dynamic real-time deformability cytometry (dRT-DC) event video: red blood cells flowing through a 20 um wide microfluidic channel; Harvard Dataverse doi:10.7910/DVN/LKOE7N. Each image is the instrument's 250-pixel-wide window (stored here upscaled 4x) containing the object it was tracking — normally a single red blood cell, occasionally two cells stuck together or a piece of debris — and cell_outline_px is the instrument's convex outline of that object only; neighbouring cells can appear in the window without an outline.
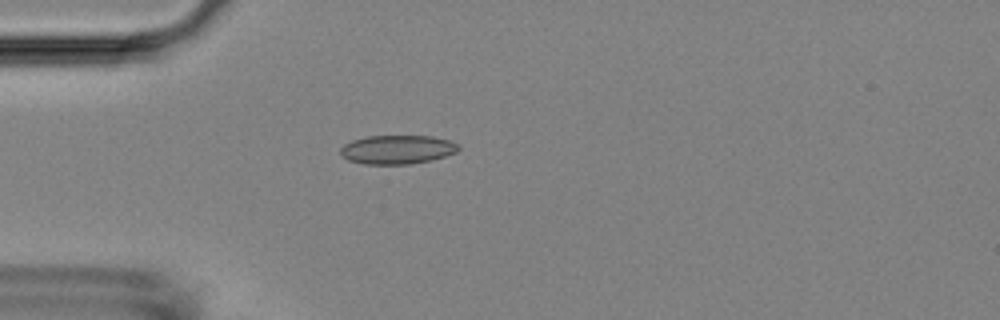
{"species": "Egyptian fruit bat (a non-hibernating species)", "species_latin": "Rousettus aegyptiacus", "temperature_condition": "room temperature", "stored_images_in_passage": 1, "camera_frame_rate_fps": 3000, "um_per_image_px": 0.085, "animal": {"sex": "female"}, "frame": {"image": 1, "passage_image": 1, "time_ms": 0.0, "image_size_px": [1000, 320], "cell_outline_px": [[460, 148], [456, 152], [432, 160], [408, 164], [364, 164], [348, 160], [340, 156], [340, 148], [344, 144], [352, 140], [368, 136], [432, 136], [448, 140], [460, 144]], "centroid_in_image_um": [33.75, 12.71], "position_along_channel_um": 51.3, "area_um2": 19.94}}